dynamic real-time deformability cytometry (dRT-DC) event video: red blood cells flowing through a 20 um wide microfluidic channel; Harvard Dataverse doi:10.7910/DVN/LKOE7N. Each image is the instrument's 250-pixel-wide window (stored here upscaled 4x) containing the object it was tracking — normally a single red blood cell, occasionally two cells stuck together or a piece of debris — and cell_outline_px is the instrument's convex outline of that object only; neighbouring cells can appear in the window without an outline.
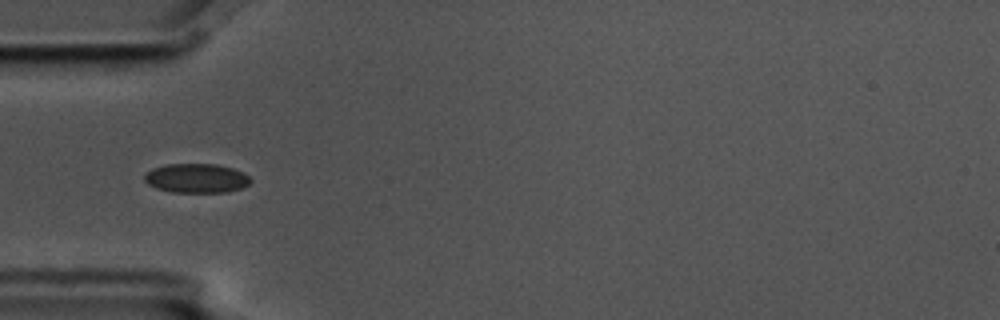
{"species": "common noctule bat (a hibernating species)", "species_latin": "Nyctalus noctula", "temperature_condition": "cold", "stored_images_in_passage": 2, "camera_frame_rate_fps": 3000, "um_per_image_px": 0.085, "animal": {"sex": "male", "body_mass_g": 17.5, "forearm_length_mm": 52.3}, "frame": {"image": 1, "passage_image": 2, "time_ms": 0.333, "image_size_px": [1000, 320], "cell_outline_px": [[252, 180], [248, 184], [240, 188], [228, 192], [172, 192], [156, 188], [148, 184], [144, 180], [144, 176], [152, 168], [168, 164], [216, 164], [232, 168], [244, 172]], "centroid_in_image_um": [16.7, 15.15], "position_along_channel_um": 68.3, "area_um2": 18.03}}